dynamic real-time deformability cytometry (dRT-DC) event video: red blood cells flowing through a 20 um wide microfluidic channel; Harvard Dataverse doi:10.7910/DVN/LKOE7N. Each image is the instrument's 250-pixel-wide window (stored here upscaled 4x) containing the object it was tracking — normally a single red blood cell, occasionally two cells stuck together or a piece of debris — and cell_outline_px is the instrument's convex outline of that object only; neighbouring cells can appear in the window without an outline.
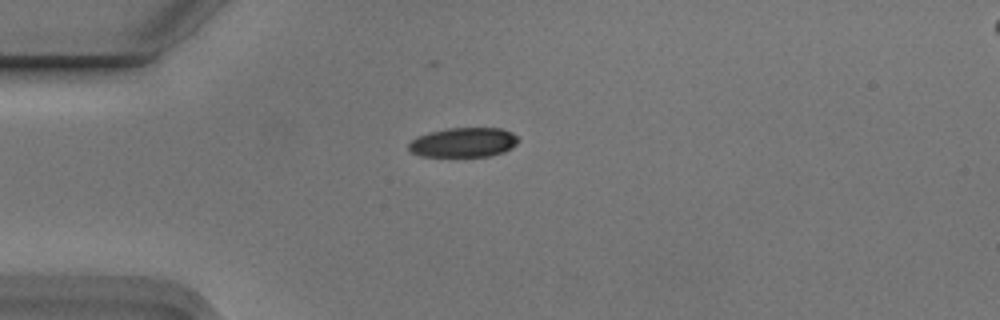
{"species": "Egyptian fruit bat (a non-hibernating species)", "species_latin": "Rousettus aegyptiacus", "temperature_condition": "cold", "stored_images_in_passage": 1, "camera_frame_rate_fps": 3000, "um_per_image_px": 0.085, "animal": {"sex": "male"}, "frame": {"image": 1, "passage_image": 1, "time_ms": 0.0, "image_size_px": [1000, 320], "cell_outline_px": [[520, 140], [512, 148], [504, 152], [488, 156], [420, 156], [408, 152], [408, 144], [416, 136], [448, 128], [500, 128], [512, 132]], "centroid_in_image_um": [39.39, 12.11], "position_along_channel_um": 45.6, "area_um2": 18.96}}